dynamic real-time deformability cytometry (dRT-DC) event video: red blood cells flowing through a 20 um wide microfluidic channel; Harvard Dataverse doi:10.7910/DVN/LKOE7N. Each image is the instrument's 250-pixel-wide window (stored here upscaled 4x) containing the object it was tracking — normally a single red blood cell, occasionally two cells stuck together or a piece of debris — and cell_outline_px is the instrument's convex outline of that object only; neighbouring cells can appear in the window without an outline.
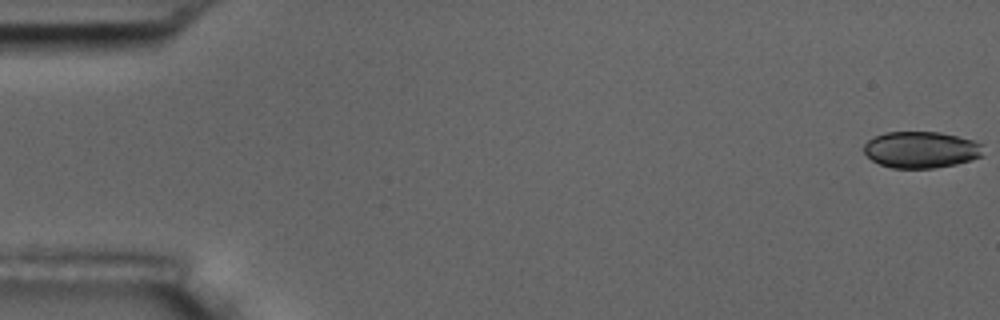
{"species": "common noctule bat (a hibernating species)", "species_latin": "Nyctalus noctula", "temperature_condition": "room temperature", "stored_images_in_passage": 43, "camera_frame_rate_fps": 3000, "um_per_image_px": 0.085, "animal": {"sex": "male", "body_mass_g": 17.5, "forearm_length_mm": 52.3}, "frame": {"image": 1, "passage_image": 1, "time_ms": 0.0, "image_size_px": [1000, 320], "cell_outline_px": [[984, 156], [972, 160], [956, 164], [932, 168], [892, 168], [880, 164], [872, 160], [864, 152], [864, 144], [868, 140], [876, 136], [888, 132], [940, 132], [972, 140], [984, 144]], "centroid_in_image_um": [78.34, 12.73], "position_along_channel_um": 6.7, "area_um2": 25.49}}
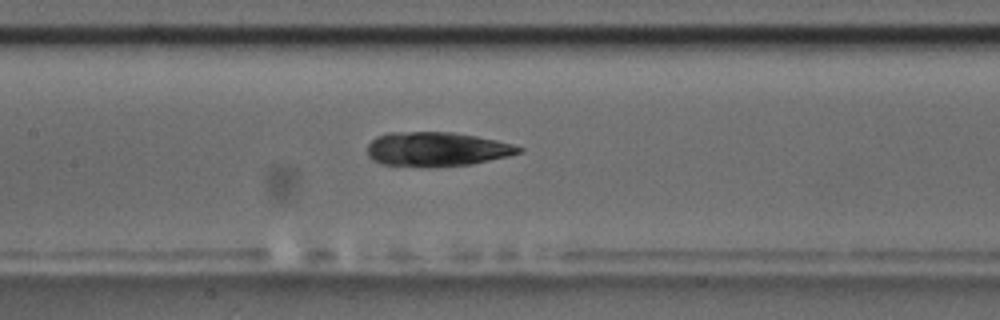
{"frame": {"image": 2, "passage_image": 27, "time_ms": 8.667, "image_size_px": [1000, 320], "cell_outline_px": [[524, 152], [508, 156], [472, 164], [428, 168], [424, 168], [384, 164], [372, 160], [368, 156], [368, 144], [376, 136], [388, 132], [452, 132], [476, 136], [496, 140], [512, 144], [524, 148]], "centroid_in_image_um": [37.12, 12.69], "position_along_channel_um": 170.3, "area_um2": 30.63}}
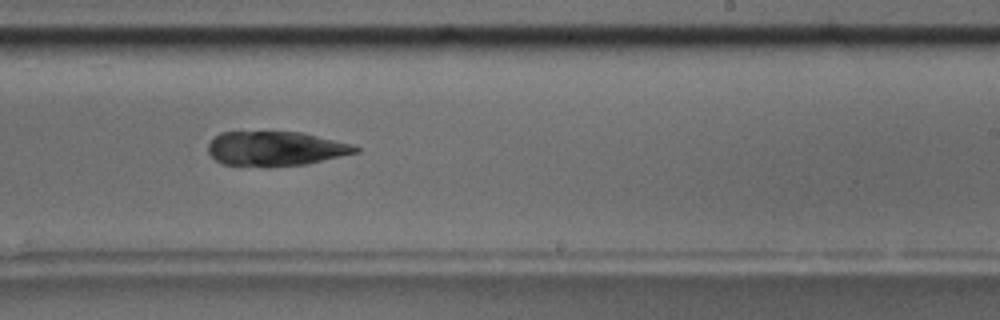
{"frame": {"image": 3, "passage_image": 35, "time_ms": 11.333, "image_size_px": [1000, 320], "cell_outline_px": [[360, 152], [304, 164], [224, 164], [216, 160], [208, 152], [208, 144], [220, 132], [304, 132], [352, 144], [360, 148]], "centroid_in_image_um": [23.47, 12.59], "position_along_channel_um": 265.5, "area_um2": 28.73}}